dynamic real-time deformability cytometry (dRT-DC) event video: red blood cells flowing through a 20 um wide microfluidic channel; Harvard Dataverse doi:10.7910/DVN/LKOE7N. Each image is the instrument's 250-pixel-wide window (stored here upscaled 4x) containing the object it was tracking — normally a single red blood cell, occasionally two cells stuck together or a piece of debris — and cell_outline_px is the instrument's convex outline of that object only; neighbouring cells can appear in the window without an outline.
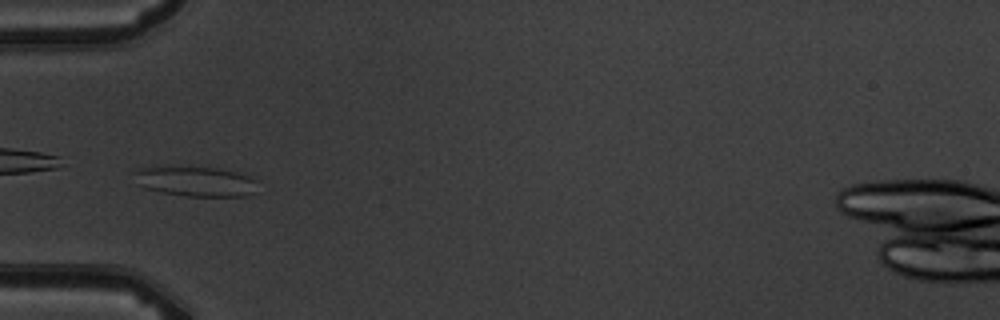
{"species": "common noctule bat (a hibernating species)", "species_latin": "Nyctalus noctula", "temperature_condition": "warm", "stored_images_in_passage": 6, "camera_frame_rate_fps": 3000, "um_per_image_px": 0.085, "animal": {"sex": "male", "body_mass_g": 19.5, "forearm_length_mm": 54.6}, "frame": {"image": 1, "passage_image": 4, "time_ms": 3.667, "image_size_px": [1000, 320], "cell_outline_px": [[256, 180], [252, 192], [248, 196], [184, 196], [160, 192], [144, 188], [136, 184], [132, 172], [140, 168], [216, 168], [236, 172], [248, 176]], "centroid_in_image_um": [16.56, 15.44], "position_along_channel_um": 68.4, "area_um2": 21.1}}
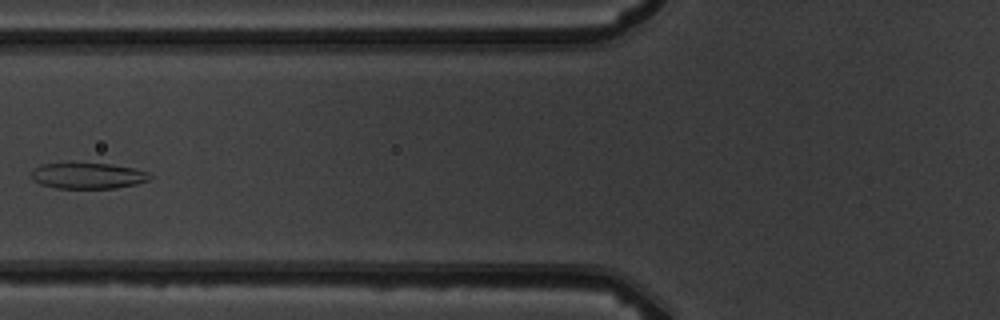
{"frame": {"image": 2, "passage_image": 5, "time_ms": 5.0, "image_size_px": [1000, 320], "cell_outline_px": [[152, 180], [136, 184], [116, 188], [56, 188], [40, 184], [32, 180], [28, 176], [40, 164], [112, 164], [136, 168], [148, 172], [152, 176]], "centroid_in_image_um": [7.51, 14.95], "position_along_channel_um": 118.3, "area_um2": 17.98}}
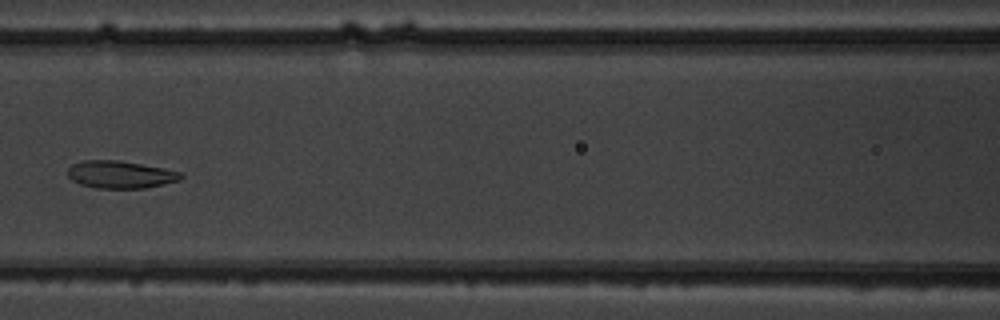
{"frame": {"image": 3, "passage_image": 6, "time_ms": 6.0, "image_size_px": [1000, 320], "cell_outline_px": [[184, 176], [180, 180], [144, 188], [96, 188], [80, 184], [72, 180], [68, 176], [68, 168], [72, 164], [84, 160], [120, 160], [164, 168], [180, 172]], "centroid_in_image_um": [10.22, 14.83], "position_along_channel_um": 156.4, "area_um2": 18.09}}